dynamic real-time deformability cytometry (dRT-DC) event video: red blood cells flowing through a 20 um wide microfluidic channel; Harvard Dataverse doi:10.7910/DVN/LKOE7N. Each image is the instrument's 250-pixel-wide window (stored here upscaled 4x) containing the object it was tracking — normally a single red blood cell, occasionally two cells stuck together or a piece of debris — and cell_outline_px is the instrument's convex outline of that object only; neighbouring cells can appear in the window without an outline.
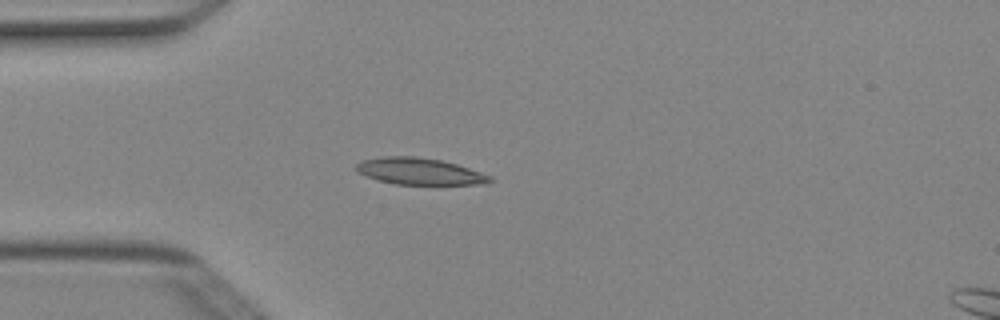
{"species": "Egyptian fruit bat (a non-hibernating species)", "species_latin": "Rousettus aegyptiacus", "temperature_condition": "cold", "stored_images_in_passage": 5, "camera_frame_rate_fps": 3000, "um_per_image_px": 0.085, "animal": {"sex": "female"}, "frame": {"image": 1, "passage_image": 4, "time_ms": 1.0, "image_size_px": [1000, 320], "cell_outline_px": [[492, 180], [488, 184], [396, 184], [380, 180], [356, 172], [356, 164], [360, 160], [384, 156], [416, 156], [440, 160], [456, 164], [492, 176]], "centroid_in_image_um": [35.65, 14.55], "position_along_channel_um": 49.4, "area_um2": 20.63}}